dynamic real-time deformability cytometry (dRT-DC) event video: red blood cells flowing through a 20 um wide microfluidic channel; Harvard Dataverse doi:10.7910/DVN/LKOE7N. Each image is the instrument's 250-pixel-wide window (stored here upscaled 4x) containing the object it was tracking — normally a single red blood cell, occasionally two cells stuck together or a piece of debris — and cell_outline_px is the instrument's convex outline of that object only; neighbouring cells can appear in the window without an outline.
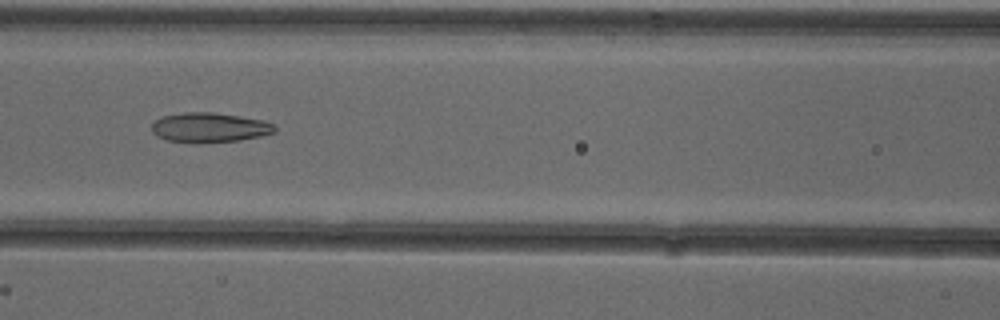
{"species": "common noctule bat (a hibernating species)", "species_latin": "Nyctalus noctula", "temperature_condition": "cold", "stored_images_in_passage": 53, "camera_frame_rate_fps": 3000, "um_per_image_px": 0.085, "animal": {"sex": "female"}, "frame": {"image": 1, "passage_image": 24, "time_ms": 7.667, "image_size_px": [1000, 320], "cell_outline_px": [[276, 132], [260, 136], [240, 140], [196, 144], [168, 140], [156, 136], [152, 132], [152, 124], [156, 120], [164, 116], [184, 112], [212, 112], [240, 116], [264, 120], [276, 124]], "centroid_in_image_um": [17.83, 10.85], "position_along_channel_um": 148.8, "area_um2": 21.56}}
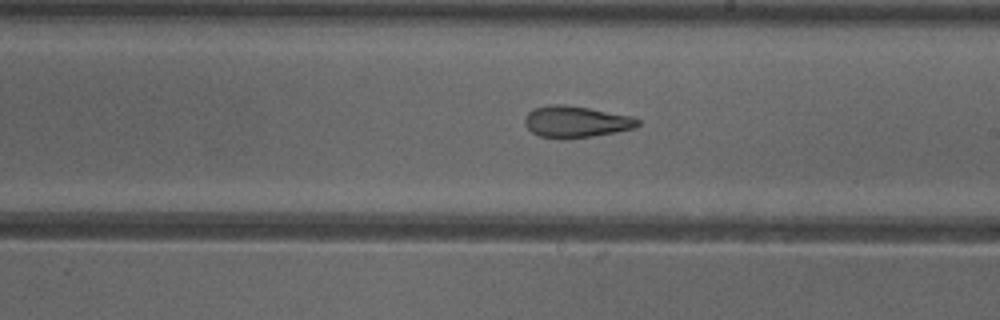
{"frame": {"image": 2, "passage_image": 31, "time_ms": 10.0, "image_size_px": [1000, 320], "cell_outline_px": [[640, 124], [636, 128], [616, 132], [592, 136], [540, 136], [532, 132], [524, 124], [524, 116], [532, 108], [548, 104], [564, 104], [588, 108], [632, 116], [640, 120]], "centroid_in_image_um": [48.96, 10.3], "position_along_channel_um": 240.0, "area_um2": 20.35}}
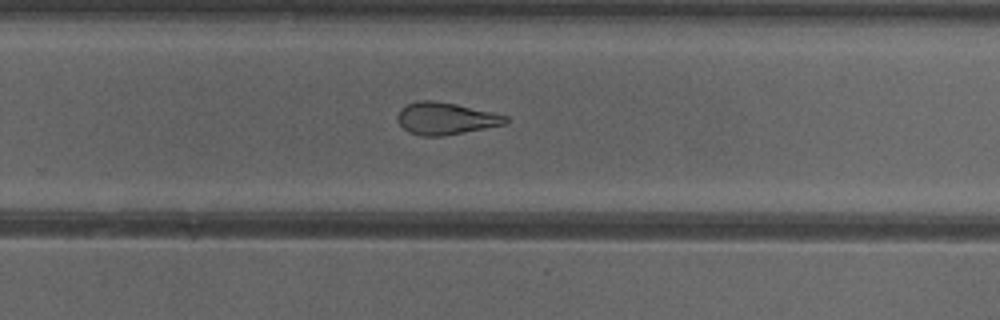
{"frame": {"image": 3, "passage_image": 35, "time_ms": 11.333, "image_size_px": [1000, 320], "cell_outline_px": [[508, 120], [504, 124], [444, 136], [424, 136], [408, 132], [396, 120], [396, 116], [400, 108], [408, 104], [420, 100], [432, 100], [456, 104], [492, 112], [508, 116]], "centroid_in_image_um": [37.84, 10.07], "position_along_channel_um": 292.0, "area_um2": 20.11}, "authors_computed_cell_mechanics": {"area_um2": 23.7558, "velocity_mm_per_s": 3.9215, "shape_relaxation_time_tau1_ms": null, "shape_relaxation_time_tau2_ms": 2.3927, "deformation_change_tau1": null, "deformation_change_tau2": 0.1056}}